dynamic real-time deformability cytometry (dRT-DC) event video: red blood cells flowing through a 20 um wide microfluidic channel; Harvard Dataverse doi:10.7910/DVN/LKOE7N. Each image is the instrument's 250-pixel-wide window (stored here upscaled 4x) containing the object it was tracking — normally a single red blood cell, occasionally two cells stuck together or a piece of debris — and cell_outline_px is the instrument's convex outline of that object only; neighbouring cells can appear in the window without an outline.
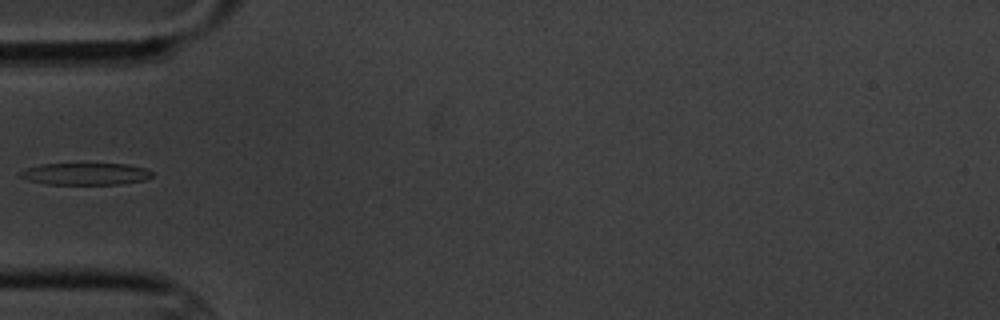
{"species": "common noctule bat (a hibernating species)", "species_latin": "Nyctalus noctula", "temperature_condition": "cold", "stored_images_in_passage": 2, "camera_frame_rate_fps": 3000, "um_per_image_px": 0.085, "animal": {"sex": "male", "body_mass_g": 20.1, "forearm_length_mm": 53.5}, "frame": {"image": 1, "passage_image": 2, "time_ms": 1.0, "image_size_px": [1000, 320], "cell_outline_px": [[152, 176], [144, 180], [120, 184], [44, 184], [28, 180], [20, 176], [20, 172], [24, 168], [40, 164], [128, 164], [144, 168], [152, 172]], "centroid_in_image_um": [7.24, 14.78], "position_along_channel_um": 77.8, "area_um2": 16.82}}